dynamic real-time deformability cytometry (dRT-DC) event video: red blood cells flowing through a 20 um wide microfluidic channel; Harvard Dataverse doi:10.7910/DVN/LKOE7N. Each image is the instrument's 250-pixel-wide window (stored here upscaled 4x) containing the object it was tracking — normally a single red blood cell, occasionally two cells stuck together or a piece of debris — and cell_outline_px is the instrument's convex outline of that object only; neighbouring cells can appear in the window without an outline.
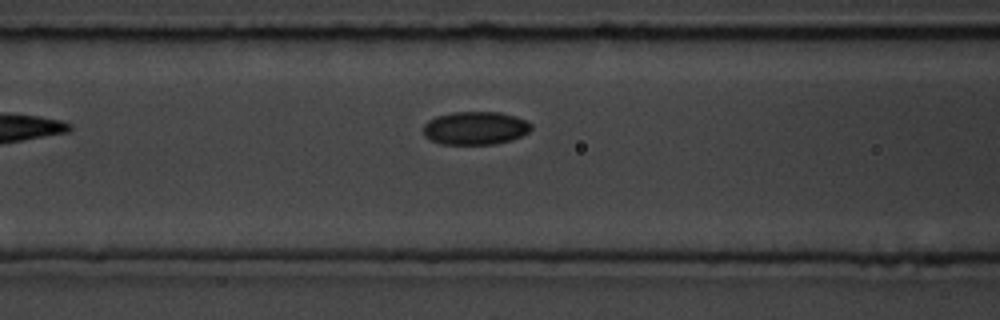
{"species": "common noctule bat (a hibernating species)", "species_latin": "Nyctalus noctula", "temperature_condition": "room temperature", "stored_images_in_passage": 7, "camera_frame_rate_fps": 3000, "um_per_image_px": 0.085, "animal": {"sex": "male", "body_mass_g": 19.5, "forearm_length_mm": 54.6}, "frame": {"image": 1, "passage_image": 6, "time_ms": 1.667, "image_size_px": [1000, 320], "cell_outline_px": [[532, 128], [528, 132], [512, 140], [492, 144], [440, 144], [424, 136], [424, 124], [428, 120], [436, 116], [452, 112], [500, 112], [516, 116], [532, 124]], "centroid_in_image_um": [40.39, 10.88], "position_along_channel_um": 126.2, "area_um2": 20.87}}
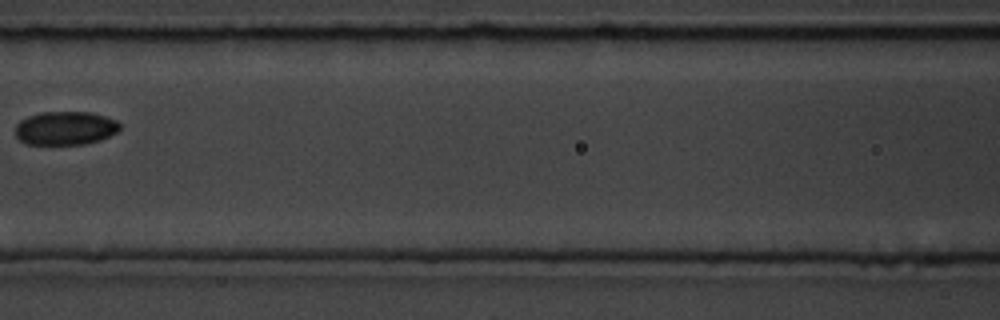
{"frame": {"image": 2, "passage_image": 7, "time_ms": 2.0, "image_size_px": [1000, 320], "cell_outline_px": [[120, 128], [116, 132], [100, 140], [84, 144], [24, 144], [16, 136], [16, 124], [20, 120], [28, 116], [40, 112], [92, 112], [116, 120], [120, 124]], "centroid_in_image_um": [5.53, 10.89], "position_along_channel_um": 161.1, "area_um2": 20.46}}